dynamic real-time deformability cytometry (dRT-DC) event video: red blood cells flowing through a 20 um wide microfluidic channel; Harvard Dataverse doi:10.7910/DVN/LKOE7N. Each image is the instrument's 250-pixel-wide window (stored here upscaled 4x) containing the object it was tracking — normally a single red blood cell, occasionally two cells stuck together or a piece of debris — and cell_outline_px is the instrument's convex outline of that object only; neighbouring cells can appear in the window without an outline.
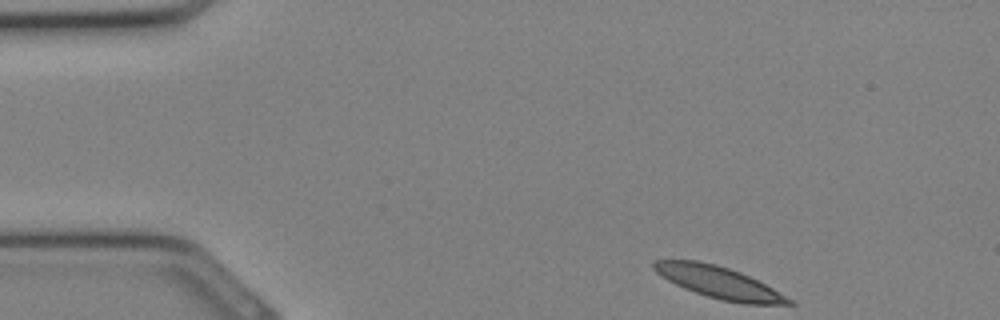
{"species": "Egyptian fruit bat (a non-hibernating species)", "species_latin": "Rousettus aegyptiacus", "temperature_condition": "cold", "stored_images_in_passage": 25, "camera_frame_rate_fps": 3000, "um_per_image_px": 0.085, "animal": {"sex": "female"}, "frame": {"image": 1, "passage_image": 1, "time_ms": 0.0, "image_size_px": [1000, 320], "cell_outline_px": [[796, 304], [744, 304], [720, 300], [684, 288], [668, 280], [656, 272], [652, 268], [652, 260], [696, 260], [716, 264], [740, 272], [772, 288], [792, 300]], "centroid_in_image_um": [61.07, 23.99], "position_along_channel_um": 23.9, "area_um2": 24.68}}
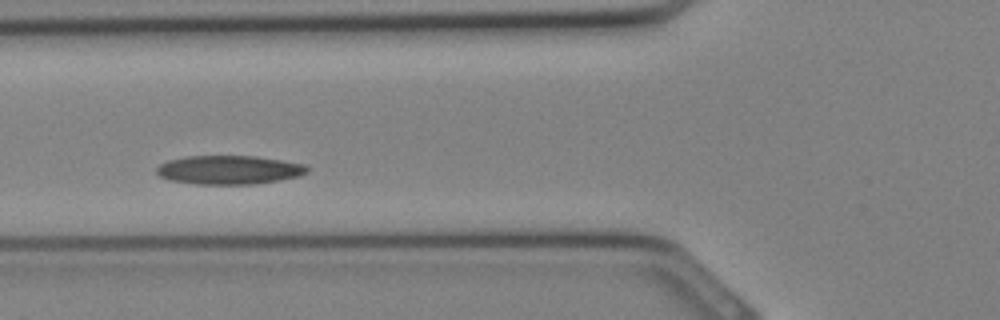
{"frame": {"image": 2, "passage_image": 9, "time_ms": 2.667, "image_size_px": [1000, 320], "cell_outline_px": [[308, 172], [300, 176], [252, 184], [196, 184], [168, 180], [160, 176], [156, 172], [156, 168], [160, 164], [168, 160], [188, 156], [256, 156], [304, 164], [308, 168]], "centroid_in_image_um": [19.44, 14.44], "position_along_channel_um": 106.4, "area_um2": 25.14}}
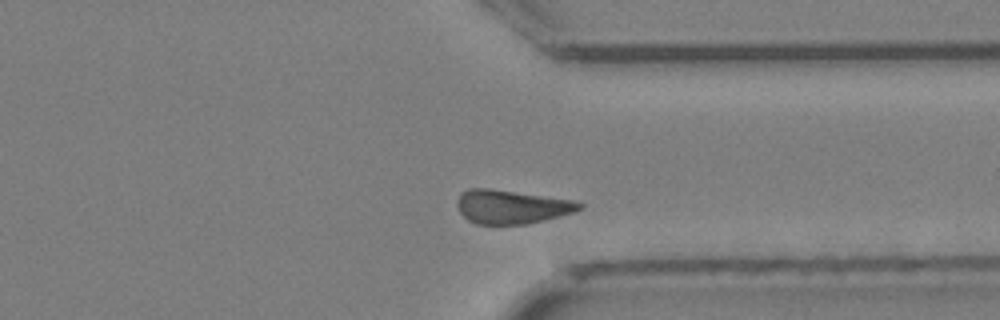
{"frame": {"image": 3, "passage_image": 22, "time_ms": 7.0, "image_size_px": [1000, 320], "cell_outline_px": [[584, 208], [576, 212], [528, 224], [476, 224], [468, 220], [460, 212], [456, 204], [456, 200], [460, 192], [468, 188], [488, 188], [572, 200], [584, 204]], "centroid_in_image_um": [43.47, 17.58], "position_along_channel_um": 367.9, "area_um2": 24.16}}